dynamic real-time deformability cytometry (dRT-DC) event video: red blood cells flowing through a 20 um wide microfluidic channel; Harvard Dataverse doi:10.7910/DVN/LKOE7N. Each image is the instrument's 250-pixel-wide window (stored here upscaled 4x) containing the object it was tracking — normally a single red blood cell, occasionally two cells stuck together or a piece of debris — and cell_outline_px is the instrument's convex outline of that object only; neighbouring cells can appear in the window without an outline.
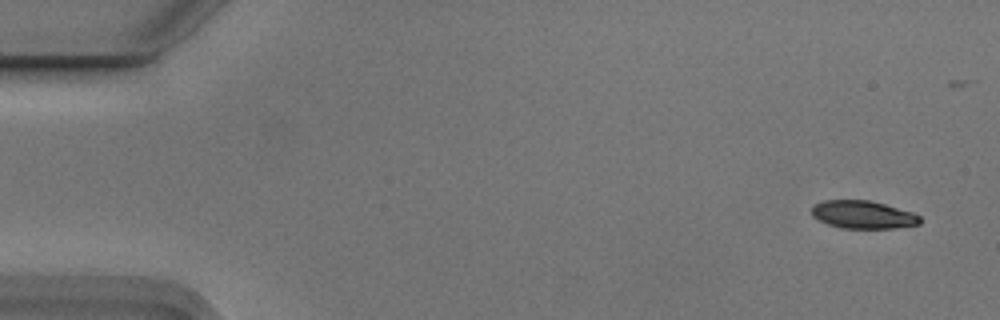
{"species": "Egyptian fruit bat (a non-hibernating species)", "species_latin": "Rousettus aegyptiacus", "temperature_condition": "cold", "stored_images_in_passage": 6, "camera_frame_rate_fps": 3000, "um_per_image_px": 0.085, "animal": {"sex": "male"}, "frame": {"image": 1, "passage_image": 1, "time_ms": 0.0, "image_size_px": [1000, 320], "cell_outline_px": [[920, 224], [896, 228], [840, 228], [828, 224], [812, 216], [812, 204], [824, 200], [868, 200], [884, 204], [912, 212], [920, 216]], "centroid_in_image_um": [73.34, 18.24], "position_along_channel_um": 11.7, "area_um2": 17.57}}
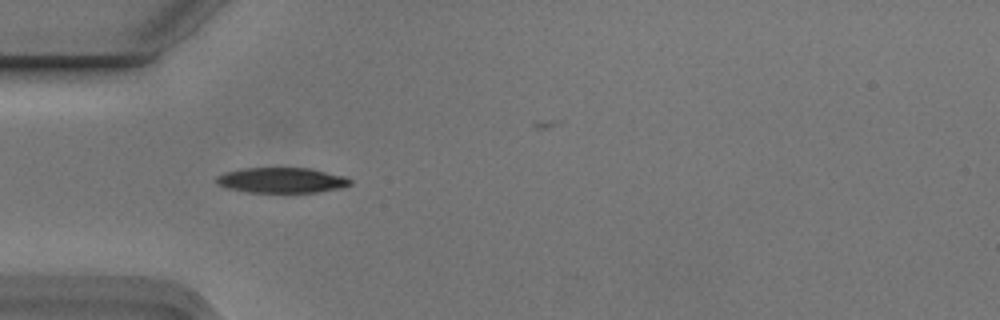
{"frame": {"image": 2, "passage_image": 5, "time_ms": 1.333, "image_size_px": [1000, 320], "cell_outline_px": [[352, 184], [340, 188], [316, 192], [248, 192], [228, 188], [216, 184], [216, 176], [224, 172], [244, 168], [308, 168], [344, 176], [352, 180]], "centroid_in_image_um": [23.92, 15.32], "position_along_channel_um": 61.1, "area_um2": 19.65}}
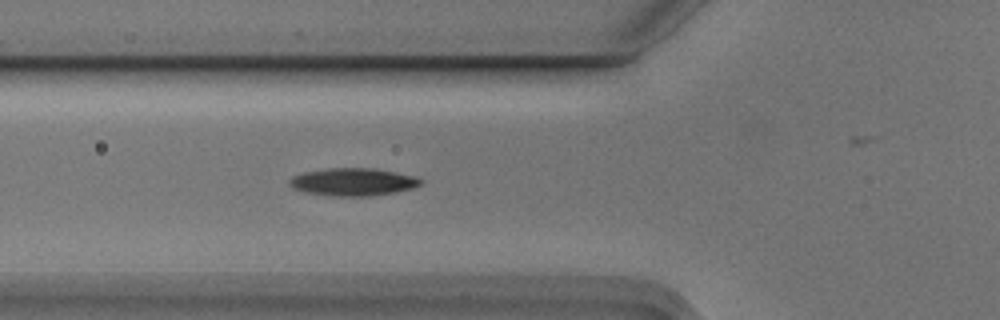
{"frame": {"image": 3, "passage_image": 6, "time_ms": 1.667, "image_size_px": [1000, 320], "cell_outline_px": [[424, 180], [420, 184], [412, 188], [396, 192], [368, 196], [336, 196], [304, 192], [292, 188], [288, 184], [288, 180], [292, 176], [304, 172], [332, 168], [372, 168], [416, 176]], "centroid_in_image_um": [29.99, 15.46], "position_along_channel_um": 95.8, "area_um2": 21.1}}